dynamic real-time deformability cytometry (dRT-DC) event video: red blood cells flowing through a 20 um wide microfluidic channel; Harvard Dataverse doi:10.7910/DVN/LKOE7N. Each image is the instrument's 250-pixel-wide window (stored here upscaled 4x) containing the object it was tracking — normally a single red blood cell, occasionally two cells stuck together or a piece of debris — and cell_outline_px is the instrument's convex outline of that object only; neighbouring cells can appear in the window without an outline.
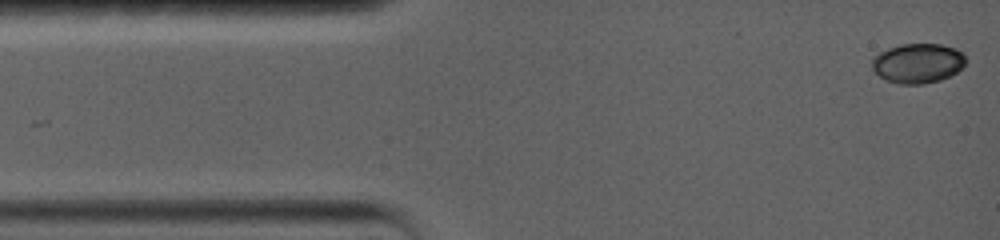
{"species": "common noctule bat (a hibernating species)", "species_latin": "Nyctalus noctula", "temperature_condition": "warm", "stored_images_in_passage": 32, "camera_frame_rate_fps": 5000, "um_per_image_px": 0.085, "animal": {"sex": "female", "body_mass_g": 19.0, "forearm_length_mm": 56.7}, "frame": {"image": 1, "passage_image": 1, "time_ms": 0.0, "image_size_px": [1000, 240], "cell_outline_px": [[968, 60], [956, 72], [940, 80], [924, 84], [900, 84], [888, 80], [880, 76], [872, 68], [872, 60], [880, 52], [888, 48], [900, 44], [940, 44], [956, 48], [964, 52]], "centroid_in_image_um": [78.05, 5.36], "position_along_channel_um": 6.9, "area_um2": 21.68}}
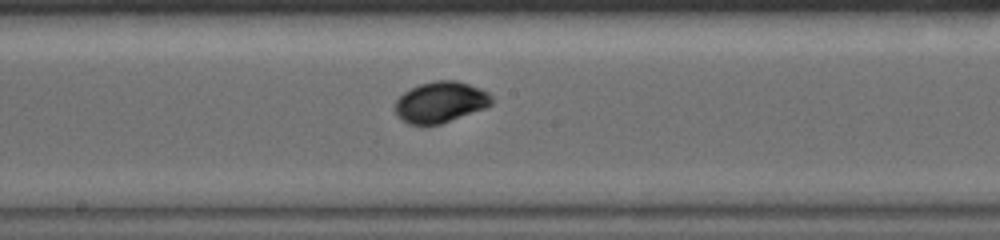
{"frame": {"image": 2, "passage_image": 14, "time_ms": 7.8, "image_size_px": [1000, 240], "cell_outline_px": [[492, 104], [484, 108], [440, 124], [420, 128], [408, 124], [396, 116], [396, 100], [404, 92], [420, 84], [436, 80], [456, 80], [480, 88], [488, 92], [492, 96]], "centroid_in_image_um": [37.41, 8.71], "position_along_channel_um": 210.8, "area_um2": 23.29}}
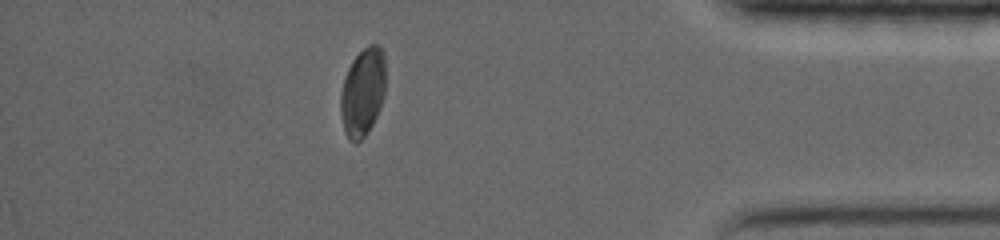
{"frame": {"image": 3, "passage_image": 23, "time_ms": 14.2, "image_size_px": [1000, 240], "cell_outline_px": [[384, 96], [380, 108], [368, 132], [356, 144], [348, 140], [344, 132], [340, 112], [340, 92], [344, 76], [352, 60], [368, 44], [380, 44], [384, 52]], "centroid_in_image_um": [30.81, 7.83], "position_along_channel_um": 404.4, "area_um2": 23.41}, "authors_computed_cell_mechanics": {"area_um2": 22.831, "velocity_mm_per_s": 3.601, "shape_relaxation_time_tau1_ms": 3.0893, "shape_relaxation_time_tau2_ms": null, "deformation_change_tau1": 0.1033, "deformation_change_tau2": null}}